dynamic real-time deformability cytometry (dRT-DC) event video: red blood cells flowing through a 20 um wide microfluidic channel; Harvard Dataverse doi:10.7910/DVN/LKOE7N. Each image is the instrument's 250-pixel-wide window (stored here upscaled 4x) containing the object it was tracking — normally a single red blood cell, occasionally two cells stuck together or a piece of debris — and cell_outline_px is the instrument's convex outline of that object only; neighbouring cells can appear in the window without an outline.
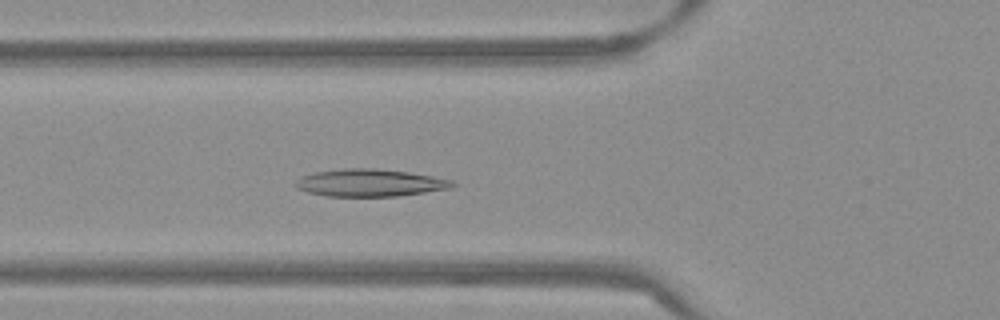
{"species": "Egyptian fruit bat (a non-hibernating species)", "species_latin": "Rousettus aegyptiacus", "temperature_condition": "warm", "stored_images_in_passage": 51, "camera_frame_rate_fps": 3000, "um_per_image_px": 0.085, "frame": {"image": 1, "passage_image": 17, "time_ms": 5.333, "image_size_px": [1000, 320], "cell_outline_px": [[456, 184], [452, 188], [400, 196], [328, 196], [308, 192], [296, 188], [292, 184], [296, 180], [304, 176], [316, 172], [344, 168], [376, 168], [408, 172], [432, 176], [452, 180]], "centroid_in_image_um": [31.45, 15.54], "position_along_channel_um": 94.3, "area_um2": 25.03}}
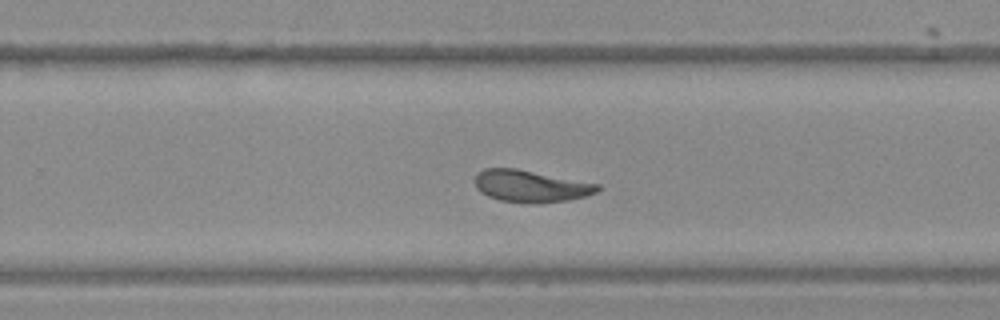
{"frame": {"image": 2, "passage_image": 32, "time_ms": 10.333, "image_size_px": [1000, 320], "cell_outline_px": [[600, 188], [596, 192], [584, 196], [568, 200], [500, 200], [488, 196], [480, 192], [476, 188], [472, 180], [476, 172], [484, 168], [516, 168], [600, 184]], "centroid_in_image_um": [45.03, 15.75], "position_along_channel_um": 284.8, "area_um2": 22.08}}
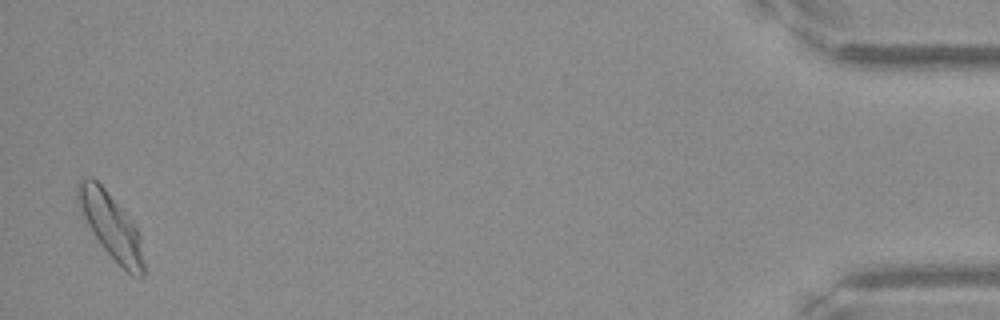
{"frame": {"image": 3, "passage_image": 50, "time_ms": 16.333, "image_size_px": [1000, 320], "cell_outline_px": [[144, 276], [132, 276], [100, 244], [92, 232], [84, 216], [76, 196], [76, 184], [84, 176], [92, 176], [104, 188], [132, 220], [140, 232], [144, 264]], "centroid_in_image_um": [9.44, 19.16], "position_along_channel_um": 425.8, "area_um2": 24.8}, "authors_computed_cell_mechanics": {"area_um2": 23.7558, "velocity_mm_per_s": 3.802, "shape_relaxation_time_tau1_ms": 6.1811, "shape_relaxation_time_tau2_ms": 2.214, "deformation_change_tau1": 0.1733, "deformation_change_tau2": 0.0697}}